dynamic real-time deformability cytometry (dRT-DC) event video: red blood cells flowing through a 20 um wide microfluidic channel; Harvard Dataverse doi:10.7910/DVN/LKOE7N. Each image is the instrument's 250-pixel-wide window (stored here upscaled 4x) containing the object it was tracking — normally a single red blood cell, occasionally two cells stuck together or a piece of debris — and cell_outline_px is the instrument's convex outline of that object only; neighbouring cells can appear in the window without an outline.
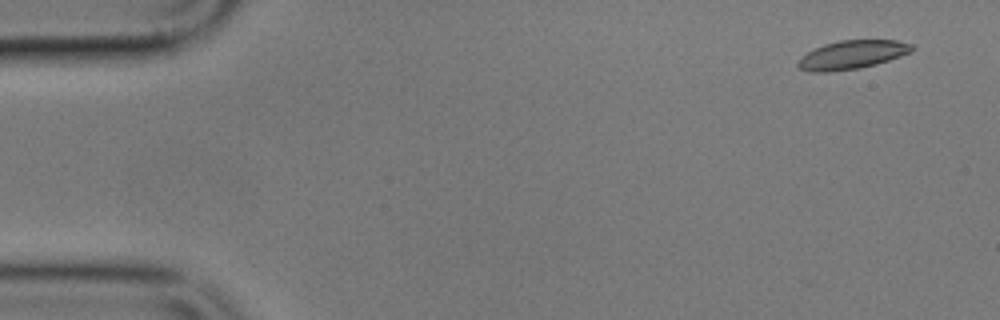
{"species": "common noctule bat (a hibernating species)", "species_latin": "Nyctalus noctula", "temperature_condition": "cold", "stored_images_in_passage": 8, "camera_frame_rate_fps": 3000, "um_per_image_px": 0.085, "animal": {"sex": "male", "body_mass_g": 17.9}, "frame": {"image": 1, "passage_image": 1, "time_ms": 0.0, "image_size_px": [1000, 320], "cell_outline_px": [[916, 48], [912, 52], [876, 64], [860, 68], [832, 72], [808, 72], [800, 68], [796, 64], [808, 52], [824, 44], [840, 40], [896, 40], [912, 44]], "centroid_in_image_um": [72.46, 4.66], "position_along_channel_um": 12.5, "area_um2": 18.96}}